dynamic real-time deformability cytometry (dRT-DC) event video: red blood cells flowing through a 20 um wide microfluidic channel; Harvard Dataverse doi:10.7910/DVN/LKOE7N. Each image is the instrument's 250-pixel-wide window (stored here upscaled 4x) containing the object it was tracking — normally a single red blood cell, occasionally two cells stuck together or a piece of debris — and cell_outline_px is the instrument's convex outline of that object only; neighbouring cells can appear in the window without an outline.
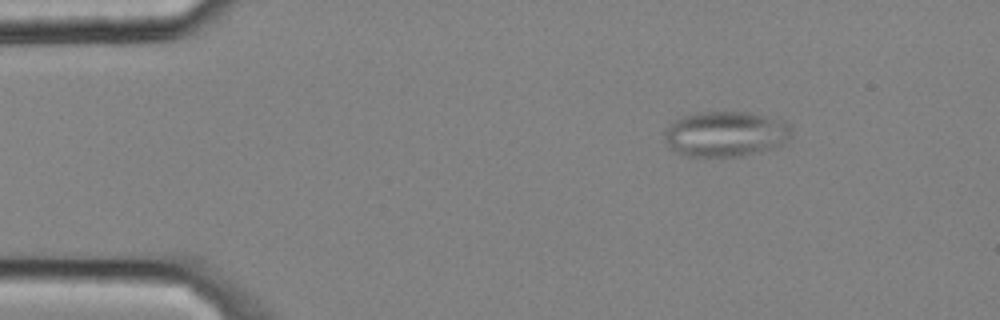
{"species": "common noctule bat (a hibernating species)", "species_latin": "Nyctalus noctula", "temperature_condition": "cold", "stored_images_in_passage": 3, "camera_frame_rate_fps": 3000, "um_per_image_px": 0.085, "animal": {"sex": "male", "body_mass_g": 20.4}, "frame": {"image": 1, "passage_image": 1, "time_ms": 0.0, "image_size_px": [1000, 320], "cell_outline_px": [[792, 136], [784, 144], [776, 148], [740, 156], [680, 156], [668, 144], [664, 136], [664, 128], [676, 120], [684, 116], [696, 112], [748, 112], [784, 120], [792, 124]], "centroid_in_image_um": [61.73, 11.38], "position_along_channel_um": 23.3, "area_um2": 33.99}}